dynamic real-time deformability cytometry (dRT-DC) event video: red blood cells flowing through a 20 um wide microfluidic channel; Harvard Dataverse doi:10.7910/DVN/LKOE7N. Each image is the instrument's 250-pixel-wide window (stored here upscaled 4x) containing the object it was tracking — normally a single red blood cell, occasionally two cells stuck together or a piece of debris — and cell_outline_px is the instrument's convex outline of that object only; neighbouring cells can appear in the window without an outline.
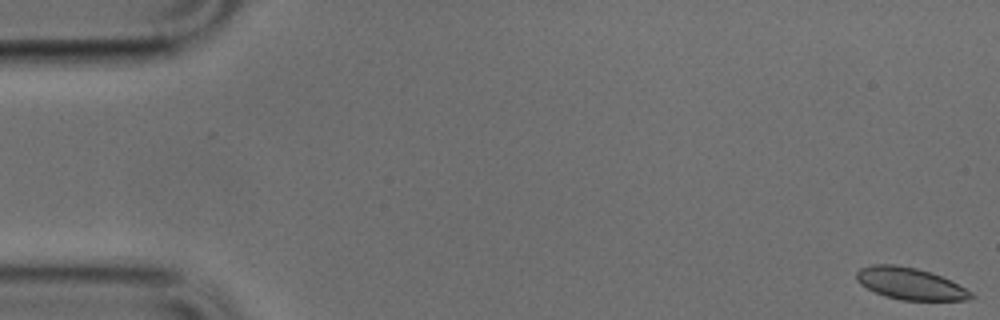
{"species": "common noctule bat (a hibernating species)", "species_latin": "Nyctalus noctula", "temperature_condition": "cold", "stored_images_in_passage": 10, "camera_frame_rate_fps": 3000, "um_per_image_px": 0.085, "animal": {"sex": "male", "body_mass_g": 17.9, "forearm_length_mm": 54.2}, "frame": {"image": 1, "passage_image": 1, "time_ms": 0.0, "image_size_px": [1000, 320], "cell_outline_px": [[976, 296], [968, 300], [900, 300], [884, 296], [860, 284], [856, 280], [856, 272], [860, 268], [872, 264], [892, 264], [916, 268], [932, 272], [952, 280], [972, 292]], "centroid_in_image_um": [77.38, 24.1], "position_along_channel_um": 7.6, "area_um2": 21.44}}